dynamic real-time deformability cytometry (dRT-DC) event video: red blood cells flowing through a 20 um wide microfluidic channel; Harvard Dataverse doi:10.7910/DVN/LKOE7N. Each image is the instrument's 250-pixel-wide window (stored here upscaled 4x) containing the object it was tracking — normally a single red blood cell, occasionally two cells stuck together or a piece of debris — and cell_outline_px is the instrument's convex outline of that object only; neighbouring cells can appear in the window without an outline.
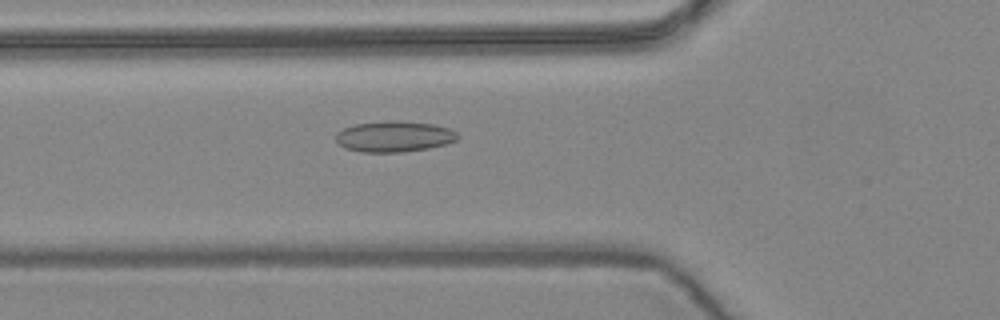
{"species": "common noctule bat (a hibernating species)", "species_latin": "Nyctalus noctula", "temperature_condition": "warm", "stored_images_in_passage": 46, "camera_frame_rate_fps": 3000, "um_per_image_px": 0.085, "animal": {"sex": "female", "body_mass_g": 24.6, "forearm_length_mm": 56.2}, "frame": {"image": 1, "passage_image": 9, "time_ms": 2.667, "image_size_px": [1000, 320], "cell_outline_px": [[460, 136], [456, 140], [444, 144], [428, 148], [404, 152], [360, 152], [344, 148], [336, 140], [336, 132], [344, 128], [356, 124], [392, 120], [396, 120], [432, 124], [448, 128], [456, 132]], "centroid_in_image_um": [33.49, 11.6], "position_along_channel_um": 92.3, "area_um2": 21.85}}
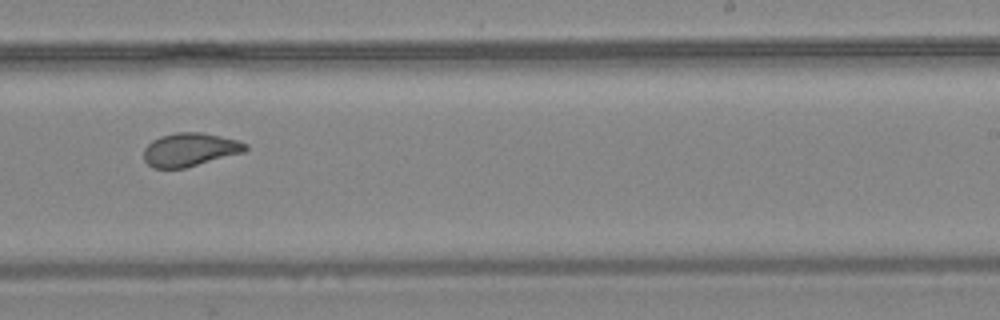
{"frame": {"image": 2, "passage_image": 24, "time_ms": 7.667, "image_size_px": [1000, 320], "cell_outline_px": [[248, 148], [244, 152], [184, 168], [152, 168], [144, 160], [144, 148], [152, 140], [160, 136], [176, 132], [200, 132], [220, 136], [236, 140], [248, 144]], "centroid_in_image_um": [16.12, 12.71], "position_along_channel_um": 272.9, "area_um2": 19.71}}
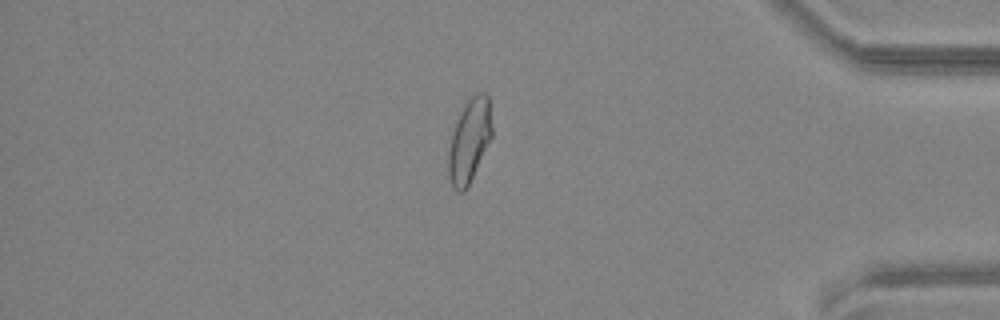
{"frame": {"image": 3, "passage_image": 37, "time_ms": 12.0, "image_size_px": [1000, 320], "cell_outline_px": [[492, 136], [468, 188], [464, 192], [456, 192], [452, 188], [448, 176], [448, 152], [452, 136], [460, 112], [468, 100], [472, 96], [480, 92], [484, 92], [488, 96], [492, 128]], "centroid_in_image_um": [39.89, 12.03], "position_along_channel_um": 395.3, "area_um2": 21.1}, "authors_computed_cell_mechanics": {"area_um2": 20.6346, "velocity_mm_per_s": 3.601, "shape_relaxation_time_tau1_ms": null, "shape_relaxation_time_tau2_ms": 1.5896, "deformation_change_tau1": null, "deformation_change_tau2": 0.0694}}